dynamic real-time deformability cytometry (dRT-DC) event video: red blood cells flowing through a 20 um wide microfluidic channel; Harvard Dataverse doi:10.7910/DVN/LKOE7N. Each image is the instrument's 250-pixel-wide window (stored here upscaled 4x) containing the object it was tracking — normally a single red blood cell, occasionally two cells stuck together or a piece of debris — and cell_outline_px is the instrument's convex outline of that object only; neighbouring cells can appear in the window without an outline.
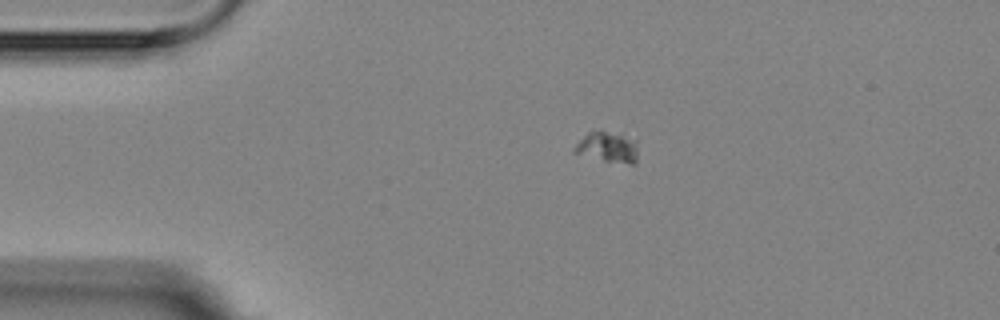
{"species": "Egyptian fruit bat (a non-hibernating species)", "species_latin": "Rousettus aegyptiacus", "temperature_condition": "room temperature", "stored_images_in_passage": 4, "segment_of_instrument_passage": [2, 2], "camera_frame_rate_fps": 3000, "um_per_image_px": 0.085, "animal": {"sex": "female"}, "frame": {"image": 1, "passage_image": 4, "time_ms": 4.333, "image_size_px": [1000, 320], "cell_outline_px": [[636, 164], [628, 164], [604, 160], [572, 152], [572, 148], [588, 132], [600, 128], [636, 140]], "centroid_in_image_um": [51.63, 12.48], "position_along_channel_um": 33.4, "area_um2": 11.33}}